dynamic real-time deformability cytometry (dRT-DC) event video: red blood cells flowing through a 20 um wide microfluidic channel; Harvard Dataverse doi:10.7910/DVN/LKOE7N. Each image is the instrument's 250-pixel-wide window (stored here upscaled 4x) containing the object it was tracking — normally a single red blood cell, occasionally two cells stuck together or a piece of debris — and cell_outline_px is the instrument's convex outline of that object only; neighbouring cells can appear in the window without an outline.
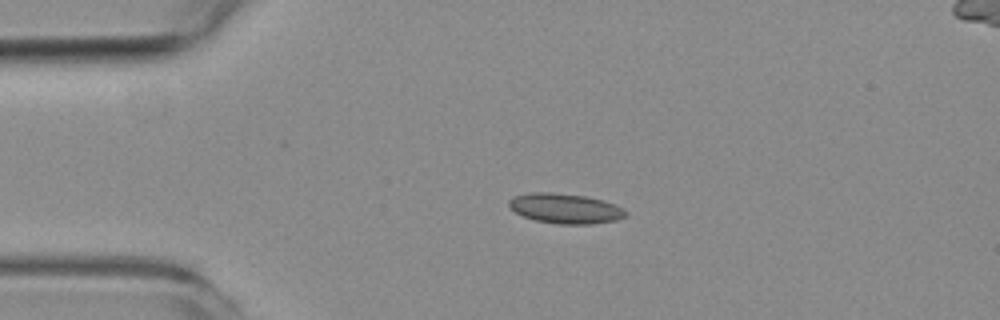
{"species": "common noctule bat (a hibernating species)", "species_latin": "Nyctalus noctula", "temperature_condition": "room temperature", "stored_images_in_passage": 2, "camera_frame_rate_fps": 3000, "um_per_image_px": 0.085, "animal": {"sex": "female", "body_mass_g": 19.3, "forearm_length_mm": 54.1}, "frame": {"image": 1, "passage_image": 1, "time_ms": 0.0, "image_size_px": [1000, 320], "cell_outline_px": [[628, 212], [624, 216], [616, 220], [592, 224], [556, 224], [536, 220], [524, 216], [516, 212], [508, 204], [508, 200], [512, 196], [528, 192], [552, 192], [584, 196], [604, 200], [616, 204], [624, 208]], "centroid_in_image_um": [48.05, 17.71], "position_along_channel_um": 36.9, "area_um2": 20.52}}